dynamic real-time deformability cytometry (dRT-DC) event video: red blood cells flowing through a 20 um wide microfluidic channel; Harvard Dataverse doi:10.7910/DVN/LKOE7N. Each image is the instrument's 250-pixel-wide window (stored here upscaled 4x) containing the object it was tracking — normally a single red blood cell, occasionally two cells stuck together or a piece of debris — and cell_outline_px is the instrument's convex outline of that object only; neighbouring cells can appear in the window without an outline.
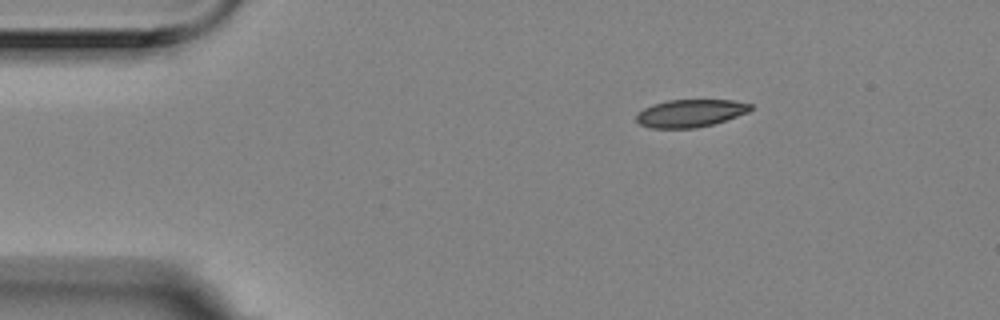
{"species": "Egyptian fruit bat (a non-hibernating species)", "species_latin": "Rousettus aegyptiacus", "temperature_condition": "room temperature", "stored_images_in_passage": 5, "segment_of_instrument_passage": [2, 2], "camera_frame_rate_fps": 3000, "um_per_image_px": 0.085, "animal": {"sex": "female"}, "frame": {"image": 1, "passage_image": 5, "time_ms": 1.333, "image_size_px": [1000, 320], "cell_outline_px": [[752, 108], [748, 112], [712, 124], [696, 128], [652, 128], [640, 124], [636, 120], [636, 116], [644, 108], [652, 104], [668, 100], [732, 100], [752, 104]], "centroid_in_image_um": [58.67, 9.62], "position_along_channel_um": 26.3, "area_um2": 18.21}}